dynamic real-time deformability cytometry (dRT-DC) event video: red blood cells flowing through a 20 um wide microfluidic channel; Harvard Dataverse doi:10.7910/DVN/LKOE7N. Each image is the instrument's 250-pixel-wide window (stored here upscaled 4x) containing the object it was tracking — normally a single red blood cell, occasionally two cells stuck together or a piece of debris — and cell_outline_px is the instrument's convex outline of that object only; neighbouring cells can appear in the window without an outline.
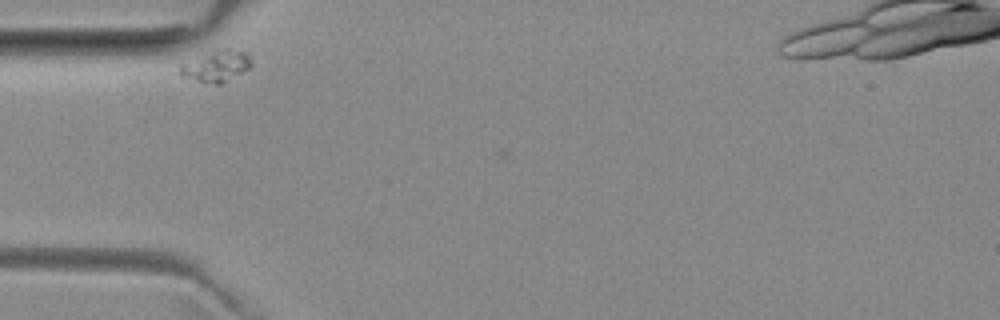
{"species": "common noctule bat (a hibernating species)", "species_latin": "Nyctalus noctula", "temperature_condition": "room temperature", "stored_images_in_passage": 32, "camera_frame_rate_fps": 3000, "um_per_image_px": 0.085, "animal": {"sex": "female", "body_mass_g": 29.2, "forearm_length_mm": 56.3}, "frame": {"image": 1, "passage_image": 2, "time_ms": 0.333, "image_size_px": [1000, 320], "cell_outline_px": [[252, 64], [248, 68], [220, 84], [216, 84], [180, 76], [176, 72], [180, 64], [212, 48], [228, 48], [248, 52]], "centroid_in_image_um": [18.32, 5.56], "position_along_channel_um": 66.7, "area_um2": 13.29}}
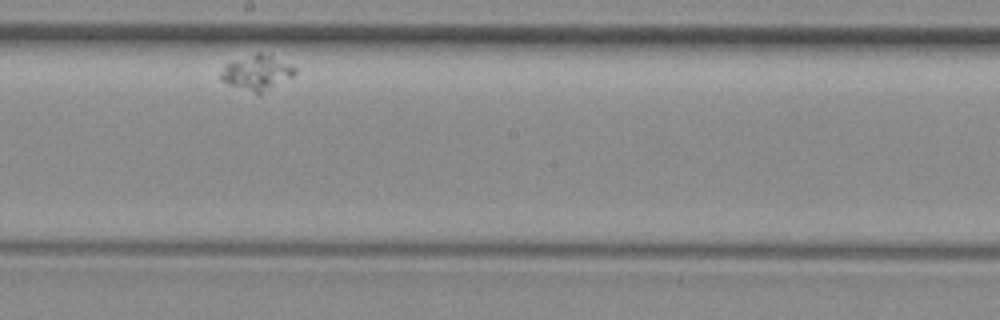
{"frame": {"image": 2, "passage_image": 19, "time_ms": 6.0, "image_size_px": [1000, 320], "cell_outline_px": [[296, 72], [292, 76], [260, 92], [256, 92], [228, 84], [220, 80], [220, 76], [224, 68], [232, 60], [256, 52], [260, 52], [296, 68]], "centroid_in_image_um": [21.78, 6.13], "position_along_channel_um": 226.4, "area_um2": 14.16}}
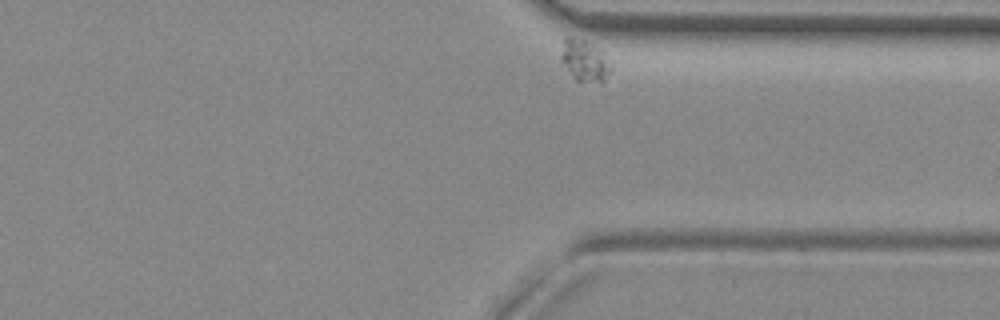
{"frame": {"image": 3, "passage_image": 32, "time_ms": 10.333, "image_size_px": [1000, 320], "cell_outline_px": [[612, 68], [604, 80], [576, 80], [560, 60], [560, 56], [564, 36], [568, 36], [584, 40], [612, 64]], "centroid_in_image_um": [49.62, 5.12], "position_along_channel_um": 361.8, "area_um2": 11.27}}